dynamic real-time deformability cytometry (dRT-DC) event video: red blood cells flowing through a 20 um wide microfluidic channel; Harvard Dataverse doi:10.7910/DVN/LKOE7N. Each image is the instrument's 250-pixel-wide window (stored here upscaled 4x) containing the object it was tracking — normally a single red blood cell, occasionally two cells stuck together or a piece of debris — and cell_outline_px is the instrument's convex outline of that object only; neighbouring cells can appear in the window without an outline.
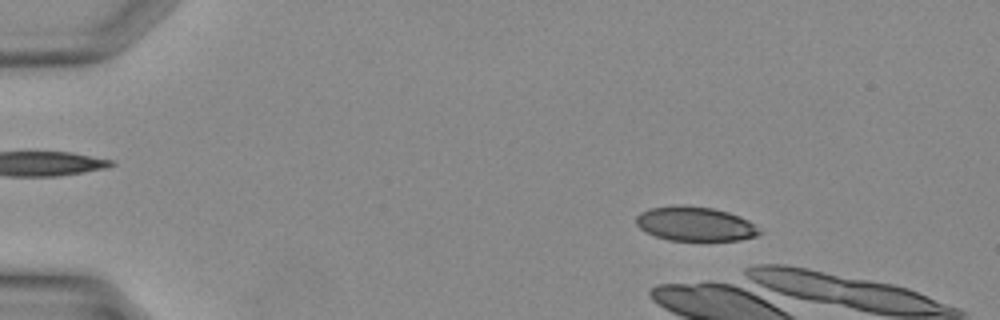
{"species": "Egyptian fruit bat (a non-hibernating species)", "species_latin": "Rousettus aegyptiacus", "temperature_condition": "warm", "stored_images_in_passage": 10, "camera_frame_rate_fps": 3000, "um_per_image_px": 0.085, "animal": {"sex": "female"}, "frame": {"image": 1, "passage_image": 7, "time_ms": 2.0, "image_size_px": [1000, 320], "cell_outline_px": [[764, 232], [756, 236], [740, 240], [668, 240], [656, 236], [640, 228], [636, 224], [636, 216], [640, 212], [648, 208], [712, 208], [728, 212], [740, 216], [748, 220]], "centroid_in_image_um": [59.14, 19.07], "position_along_channel_um": 25.9, "area_um2": 23.81}}